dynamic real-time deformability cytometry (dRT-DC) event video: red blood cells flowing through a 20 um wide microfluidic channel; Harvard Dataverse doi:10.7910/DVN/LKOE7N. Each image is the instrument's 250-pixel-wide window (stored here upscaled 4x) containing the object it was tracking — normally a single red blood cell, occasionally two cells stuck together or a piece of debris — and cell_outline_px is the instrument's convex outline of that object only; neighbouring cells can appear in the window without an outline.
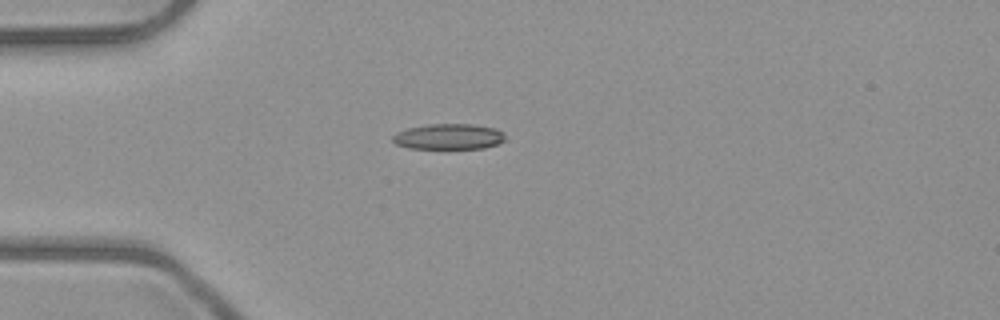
{"species": "common noctule bat (a hibernating species)", "species_latin": "Nyctalus noctula", "temperature_condition": "room temperature", "stored_images_in_passage": 2, "camera_frame_rate_fps": 3000, "um_per_image_px": 0.085, "animal": {"sex": "male", "body_mass_g": 23.1, "forearm_length_mm": 52.7}, "frame": {"image": 1, "passage_image": 1, "time_ms": 0.0, "image_size_px": [1000, 320], "cell_outline_px": [[504, 140], [496, 144], [484, 148], [408, 148], [396, 144], [392, 140], [392, 136], [396, 132], [408, 128], [428, 124], [472, 124], [496, 128], [504, 132]], "centroid_in_image_um": [38.13, 11.6], "position_along_channel_um": 46.9, "area_um2": 16.76}}